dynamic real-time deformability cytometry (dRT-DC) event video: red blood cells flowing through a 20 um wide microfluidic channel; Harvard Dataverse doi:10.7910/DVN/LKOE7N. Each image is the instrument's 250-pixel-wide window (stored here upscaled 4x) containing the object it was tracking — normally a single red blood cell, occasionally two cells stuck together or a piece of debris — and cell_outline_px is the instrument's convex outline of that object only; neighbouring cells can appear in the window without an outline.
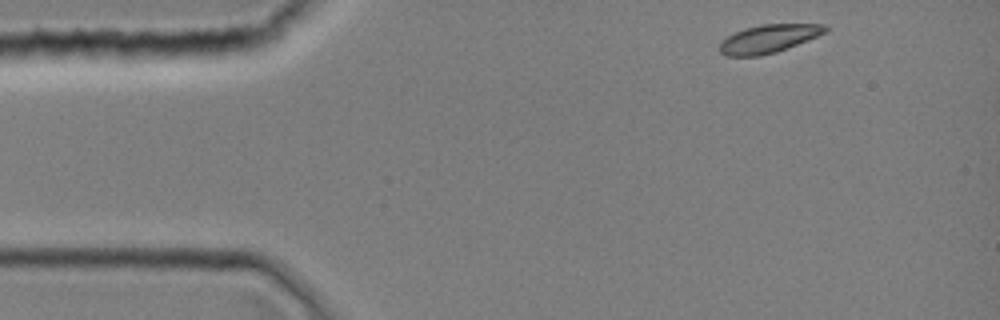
{"species": "common noctule bat (a hibernating species)", "species_latin": "Nyctalus noctula", "temperature_condition": "room temperature", "stored_images_in_passage": 4, "camera_frame_rate_fps": 3000, "um_per_image_px": 0.085, "animal": {"sex": "female", "body_mass_g": 19.0, "forearm_length_mm": 51.5}, "frame": {"image": 1, "passage_image": 1, "time_ms": 0.0, "image_size_px": [1000, 320], "cell_outline_px": [[828, 28], [824, 32], [816, 36], [776, 52], [760, 56], [728, 56], [720, 52], [720, 40], [744, 28], [760, 24], [824, 24]], "centroid_in_image_um": [65.28, 3.29], "position_along_channel_um": 19.7, "area_um2": 17.11}}